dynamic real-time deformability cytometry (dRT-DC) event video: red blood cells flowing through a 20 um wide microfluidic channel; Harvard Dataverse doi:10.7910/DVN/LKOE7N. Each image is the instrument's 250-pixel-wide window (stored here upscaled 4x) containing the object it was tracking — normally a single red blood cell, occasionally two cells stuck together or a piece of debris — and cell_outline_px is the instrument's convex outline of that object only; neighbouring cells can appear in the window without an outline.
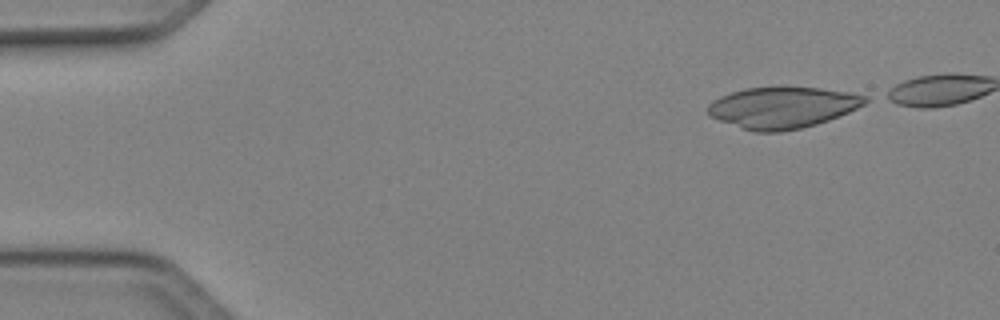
{"species": "Egyptian fruit bat (a non-hibernating species)", "species_latin": "Rousettus aegyptiacus", "temperature_condition": "cold", "stored_images_in_passage": 41, "camera_frame_rate_fps": 3000, "um_per_image_px": 0.085, "animal": {"sex": "female"}, "frame": {"image": 1, "passage_image": 2, "time_ms": 0.333, "image_size_px": [1000, 320], "cell_outline_px": [[868, 100], [864, 104], [848, 112], [828, 120], [816, 124], [800, 128], [780, 132], [756, 132], [708, 116], [708, 104], [712, 100], [720, 96], [744, 88], [820, 88], [848, 92], [868, 96]], "centroid_in_image_um": [66.5, 9.14], "position_along_channel_um": 18.5, "area_um2": 37.34}}